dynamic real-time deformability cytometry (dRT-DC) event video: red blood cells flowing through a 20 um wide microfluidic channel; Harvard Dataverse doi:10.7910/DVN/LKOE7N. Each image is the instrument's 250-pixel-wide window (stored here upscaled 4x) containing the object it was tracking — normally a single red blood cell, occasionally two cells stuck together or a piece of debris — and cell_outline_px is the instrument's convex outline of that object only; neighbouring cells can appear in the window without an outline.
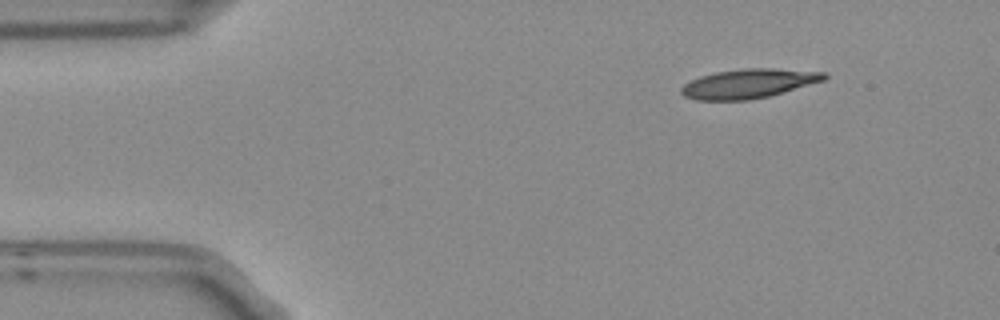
{"species": "Egyptian fruit bat (a non-hibernating species)", "species_latin": "Rousettus aegyptiacus", "temperature_condition": "room temperature", "stored_images_in_passage": 4, "camera_frame_rate_fps": 3000, "um_per_image_px": 0.085, "frame": {"image": 1, "passage_image": 1, "time_ms": 0.0, "image_size_px": [1000, 320], "cell_outline_px": [[828, 76], [824, 80], [768, 96], [748, 100], [696, 100], [684, 96], [680, 92], [680, 88], [684, 84], [700, 76], [716, 72], [744, 68], [772, 68], [824, 72]], "centroid_in_image_um": [63.59, 7.1], "position_along_channel_um": 21.4, "area_um2": 24.16}}
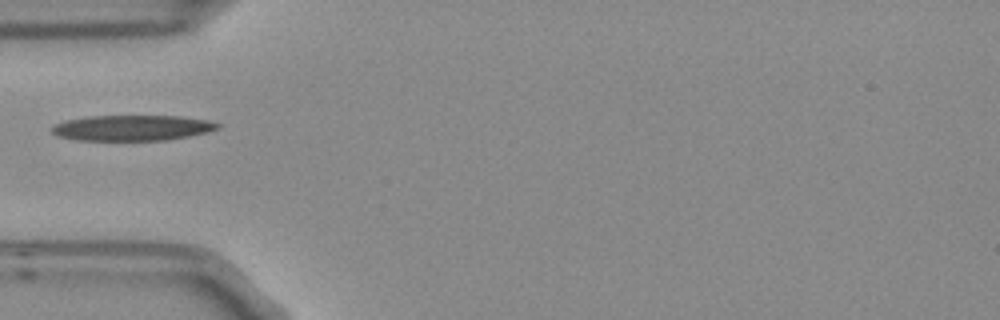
{"frame": {"image": 2, "passage_image": 4, "time_ms": 1.0, "image_size_px": [1000, 320], "cell_outline_px": [[220, 128], [188, 136], [168, 140], [76, 140], [60, 136], [52, 132], [52, 124], [64, 120], [88, 116], [180, 116], [208, 120], [220, 124]], "centroid_in_image_um": [11.21, 10.86], "position_along_channel_um": 73.8, "area_um2": 24.62}}